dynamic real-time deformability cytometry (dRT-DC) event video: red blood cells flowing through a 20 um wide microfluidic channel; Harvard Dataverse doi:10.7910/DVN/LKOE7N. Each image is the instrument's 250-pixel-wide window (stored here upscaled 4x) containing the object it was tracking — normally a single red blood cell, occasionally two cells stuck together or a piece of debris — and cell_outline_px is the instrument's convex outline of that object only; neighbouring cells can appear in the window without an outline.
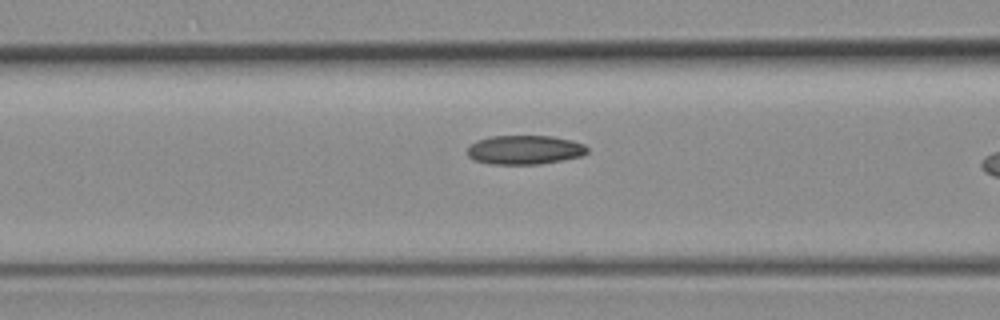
{"species": "common noctule bat (a hibernating species)", "species_latin": "Nyctalus noctula", "temperature_condition": "room temperature", "stored_images_in_passage": 38, "camera_frame_rate_fps": 3000, "um_per_image_px": 0.085, "animal": {"sex": "female", "body_mass_g": 19.3, "forearm_length_mm": 54.1}, "frame": {"image": 1, "passage_image": 17, "time_ms": 5.333, "image_size_px": [1000, 320], "cell_outline_px": [[588, 152], [580, 156], [564, 160], [540, 164], [492, 164], [476, 160], [468, 156], [468, 148], [476, 140], [492, 136], [552, 136], [572, 140], [584, 144], [588, 148]], "centroid_in_image_um": [44.63, 12.73], "position_along_channel_um": 122.0, "area_um2": 20.29}}
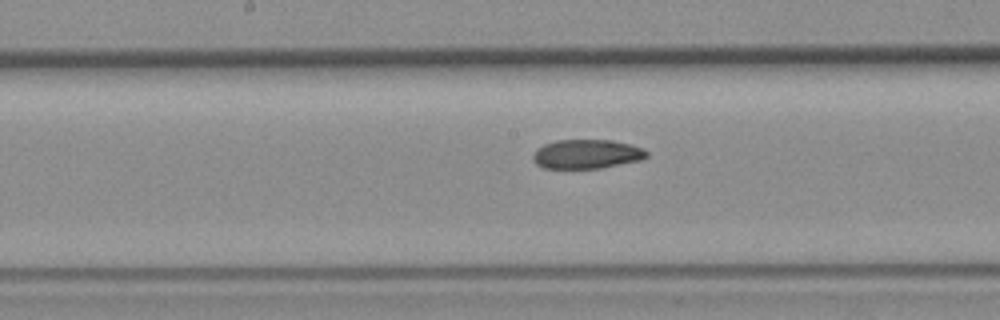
{"frame": {"image": 2, "passage_image": 23, "time_ms": 7.333, "image_size_px": [1000, 320], "cell_outline_px": [[648, 156], [640, 160], [600, 168], [544, 168], [536, 164], [532, 160], [532, 156], [544, 144], [556, 140], [612, 140], [644, 148], [648, 152]], "centroid_in_image_um": [49.88, 13.09], "position_along_channel_um": 198.3, "area_um2": 19.19}}
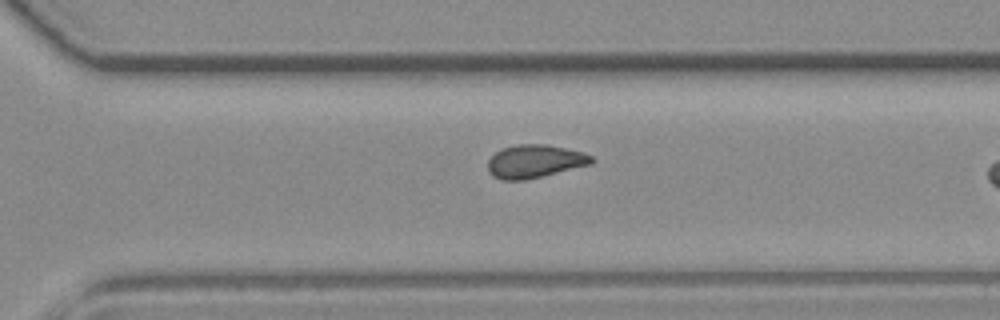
{"frame": {"image": 3, "passage_image": 33, "time_ms": 10.667, "image_size_px": [1000, 320], "cell_outline_px": [[596, 160], [592, 164], [524, 180], [500, 180], [492, 176], [488, 172], [488, 160], [496, 152], [504, 148], [516, 144], [544, 144], [584, 152], [592, 156]], "centroid_in_image_um": [45.45, 13.71], "position_along_channel_um": 325.1, "area_um2": 20.0}}